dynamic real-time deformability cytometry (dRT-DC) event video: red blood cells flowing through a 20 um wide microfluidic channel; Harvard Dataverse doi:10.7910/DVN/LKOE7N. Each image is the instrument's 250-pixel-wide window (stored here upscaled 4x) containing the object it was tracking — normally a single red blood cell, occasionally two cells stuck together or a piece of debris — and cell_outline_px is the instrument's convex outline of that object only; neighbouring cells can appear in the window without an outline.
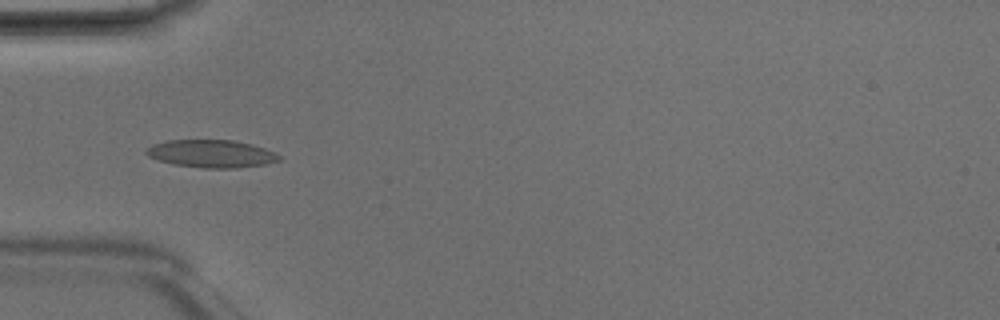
{"species": "Egyptian fruit bat (a non-hibernating species)", "species_latin": "Rousettus aegyptiacus", "temperature_condition": "room temperature", "stored_images_in_passage": 6, "camera_frame_rate_fps": 3000, "um_per_image_px": 0.085, "animal": {"sex": "male"}, "frame": {"image": 1, "passage_image": 5, "time_ms": 1.333, "image_size_px": [1000, 320], "cell_outline_px": [[280, 160], [264, 164], [236, 168], [204, 168], [172, 164], [148, 156], [144, 152], [144, 148], [152, 144], [168, 140], [236, 140], [252, 144], [264, 148], [280, 156]], "centroid_in_image_um": [17.92, 13.06], "position_along_channel_um": 67.1, "area_um2": 21.44}}